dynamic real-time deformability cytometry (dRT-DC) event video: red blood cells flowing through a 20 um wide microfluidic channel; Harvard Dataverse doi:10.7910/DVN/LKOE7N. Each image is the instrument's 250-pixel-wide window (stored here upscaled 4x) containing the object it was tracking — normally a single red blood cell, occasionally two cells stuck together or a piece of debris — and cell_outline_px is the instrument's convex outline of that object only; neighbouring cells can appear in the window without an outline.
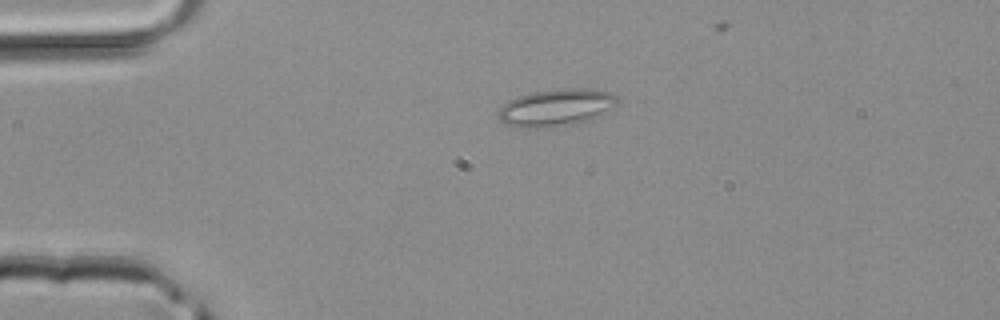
{"species": "common noctule bat (a hibernating species)", "species_latin": "Nyctalus noctula", "temperature_condition": "room temperature", "stored_images_in_passage": 31, "camera_frame_rate_fps": 3000, "um_per_image_px": 0.085, "animal": {"sex": "male", "body_mass_g": 20.4}, "frame": {"image": 1, "passage_image": 1, "time_ms": 0.0, "image_size_px": [1000, 320], "cell_outline_px": [[616, 104], [612, 108], [588, 120], [564, 124], [536, 128], [516, 128], [504, 124], [496, 116], [500, 108], [508, 100], [532, 92], [560, 88], [588, 88], [612, 92], [616, 96]], "centroid_in_image_um": [47.21, 9.12], "position_along_channel_um": 37.8, "area_um2": 25.61}}
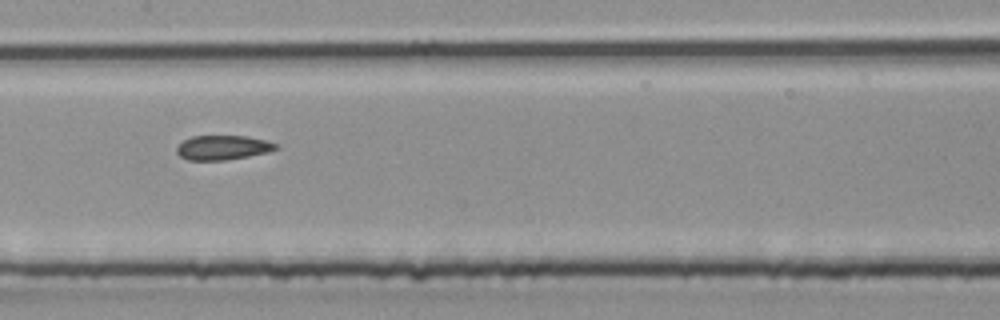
{"frame": {"image": 2, "passage_image": 13, "time_ms": 4.0, "image_size_px": [1000, 320], "cell_outline_px": [[276, 148], [268, 152], [248, 156], [224, 160], [188, 160], [180, 156], [176, 152], [176, 148], [184, 140], [192, 136], [248, 136], [264, 140], [276, 144]], "centroid_in_image_um": [18.9, 12.54], "position_along_channel_um": 188.5, "area_um2": 13.93}}
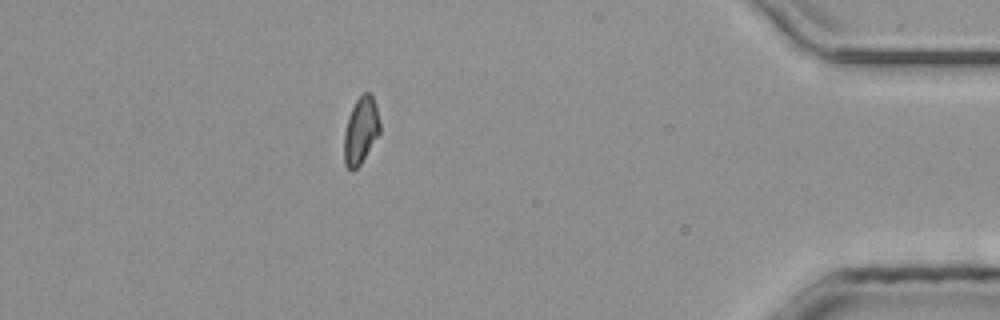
{"frame": {"image": 3, "passage_image": 30, "time_ms": 9.667, "image_size_px": [1000, 320], "cell_outline_px": [[380, 132], [360, 164], [352, 172], [344, 164], [344, 132], [348, 116], [356, 100], [364, 92], [372, 92], [380, 124]], "centroid_in_image_um": [30.65, 11.09], "position_along_channel_um": 404.5, "area_um2": 13.87}}